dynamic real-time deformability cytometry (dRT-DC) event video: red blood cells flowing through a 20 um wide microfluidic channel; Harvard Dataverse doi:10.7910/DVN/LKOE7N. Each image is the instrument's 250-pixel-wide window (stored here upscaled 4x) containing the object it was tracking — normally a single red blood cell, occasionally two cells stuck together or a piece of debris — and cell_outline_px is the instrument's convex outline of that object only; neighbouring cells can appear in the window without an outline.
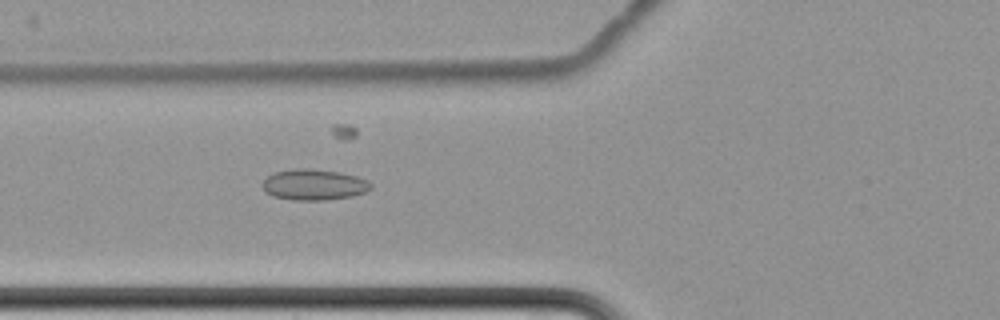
{"species": "common noctule bat (a hibernating species)", "species_latin": "Nyctalus noctula", "temperature_condition": "cold", "stored_images_in_passage": 6, "camera_frame_rate_fps": 3000, "um_per_image_px": 0.085, "animal": {"sex": "female", "body_mass_g": 22.7, "forearm_length_mm": 54.2}, "frame": {"image": 1, "passage_image": 6, "time_ms": 7.667, "image_size_px": [1000, 320], "cell_outline_px": [[372, 188], [364, 192], [352, 196], [324, 200], [292, 200], [272, 196], [260, 184], [272, 172], [296, 168], [312, 168], [340, 172], [356, 176], [368, 180], [372, 184]], "centroid_in_image_um": [26.68, 15.68], "position_along_channel_um": 99.1, "area_um2": 19.65}}